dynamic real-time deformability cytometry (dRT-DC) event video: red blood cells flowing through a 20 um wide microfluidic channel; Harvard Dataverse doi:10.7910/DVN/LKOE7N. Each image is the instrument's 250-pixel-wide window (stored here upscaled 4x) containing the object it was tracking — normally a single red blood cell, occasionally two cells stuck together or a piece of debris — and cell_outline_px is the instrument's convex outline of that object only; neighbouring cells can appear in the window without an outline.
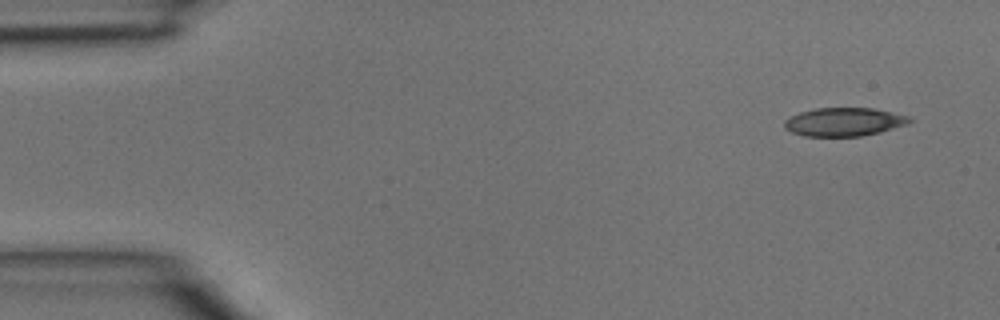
{"species": "common noctule bat (a hibernating species)", "species_latin": "Nyctalus noctula", "temperature_condition": "room temperature", "stored_images_in_passage": 4, "camera_frame_rate_fps": 3000, "um_per_image_px": 0.085, "animal": {"sex": "male", "body_mass_g": 15.6}, "frame": {"image": 1, "passage_image": 1, "time_ms": 0.0, "image_size_px": [1000, 320], "cell_outline_px": [[912, 120], [908, 124], [880, 132], [860, 136], [804, 136], [792, 132], [784, 128], [784, 120], [800, 112], [816, 108], [872, 108], [912, 116]], "centroid_in_image_um": [71.77, 10.36], "position_along_channel_um": 13.2, "area_um2": 20.75}}
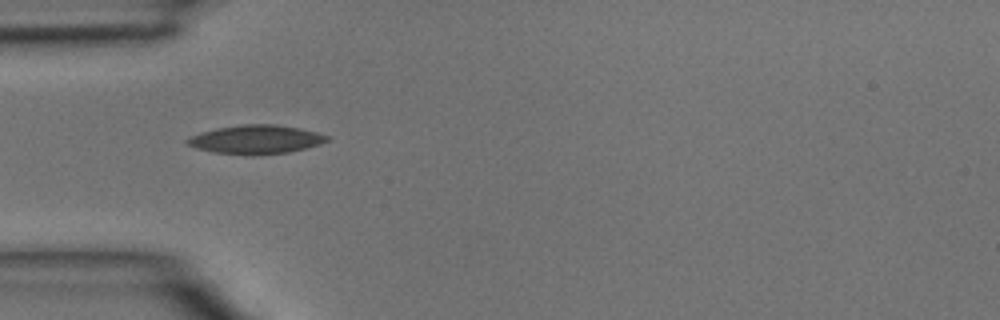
{"frame": {"image": 2, "passage_image": 4, "time_ms": 1.0, "image_size_px": [1000, 320], "cell_outline_px": [[328, 140], [320, 144], [288, 152], [252, 156], [212, 152], [196, 148], [188, 144], [184, 140], [200, 132], [216, 128], [244, 124], [272, 124], [300, 128], [316, 132], [328, 136]], "centroid_in_image_um": [21.72, 11.86], "position_along_channel_um": 63.3, "area_um2": 23.41}}